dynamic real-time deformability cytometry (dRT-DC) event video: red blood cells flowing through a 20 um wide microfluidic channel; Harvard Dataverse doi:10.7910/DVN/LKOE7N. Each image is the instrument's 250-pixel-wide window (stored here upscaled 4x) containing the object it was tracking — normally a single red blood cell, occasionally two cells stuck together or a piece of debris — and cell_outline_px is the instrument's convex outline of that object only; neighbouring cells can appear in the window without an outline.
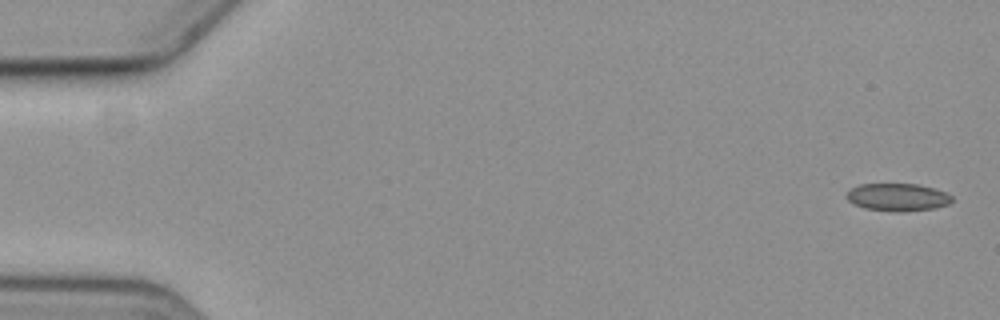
{"species": "common noctule bat (a hibernating species)", "species_latin": "Nyctalus noctula", "temperature_condition": "cold", "stored_images_in_passage": 5, "camera_frame_rate_fps": 3000, "um_per_image_px": 0.085, "animal": {"sex": "female", "body_mass_g": 19.3, "forearm_length_mm": 54.1}, "frame": {"image": 1, "passage_image": 1, "time_ms": 0.0, "image_size_px": [1000, 320], "cell_outline_px": [[952, 200], [948, 204], [932, 208], [864, 208], [848, 200], [848, 192], [852, 188], [860, 184], [916, 184], [932, 188], [944, 192], [952, 196]], "centroid_in_image_um": [76.3, 16.69], "position_along_channel_um": 8.7, "area_um2": 15.55}}